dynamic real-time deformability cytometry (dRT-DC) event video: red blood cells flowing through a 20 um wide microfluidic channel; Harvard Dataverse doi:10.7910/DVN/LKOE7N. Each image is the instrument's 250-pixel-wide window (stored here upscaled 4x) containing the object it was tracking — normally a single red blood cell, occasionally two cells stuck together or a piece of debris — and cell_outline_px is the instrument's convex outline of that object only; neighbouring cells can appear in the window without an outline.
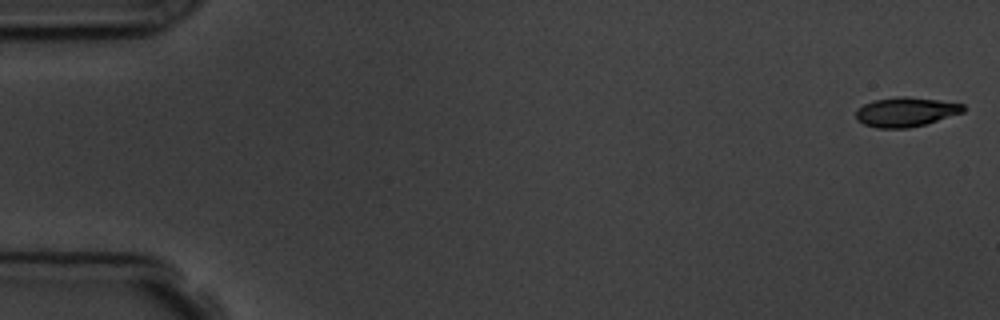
{"species": "common noctule bat (a hibernating species)", "species_latin": "Nyctalus noctula", "temperature_condition": "room temperature", "stored_images_in_passage": 5, "camera_frame_rate_fps": 3000, "um_per_image_px": 0.085, "animal": {"sex": "male", "body_mass_g": 19.5, "forearm_length_mm": 54.6}, "frame": {"image": 1, "passage_image": 1, "time_ms": 0.0, "image_size_px": [1000, 320], "cell_outline_px": [[964, 112], [924, 124], [908, 128], [876, 128], [864, 124], [856, 120], [856, 108], [864, 104], [876, 100], [896, 96], [908, 96], [940, 100], [964, 104]], "centroid_in_image_um": [76.97, 9.51], "position_along_channel_um": 8.0, "area_um2": 18.44}}
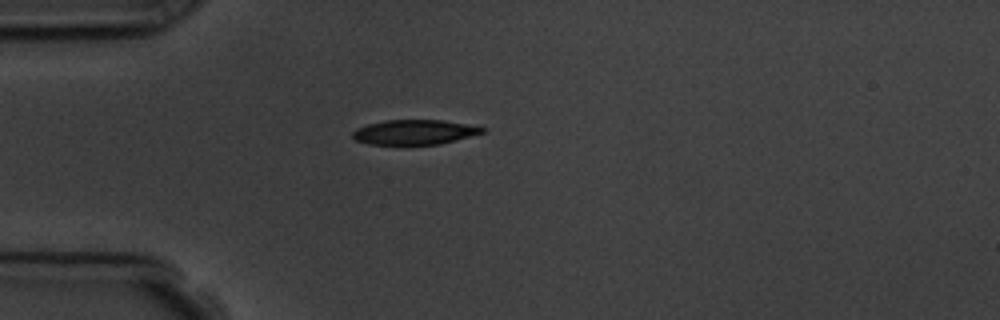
{"frame": {"image": 2, "passage_image": 5, "time_ms": 4.667, "image_size_px": [1000, 320], "cell_outline_px": [[484, 132], [456, 140], [440, 144], [368, 144], [352, 140], [352, 132], [356, 128], [368, 124], [388, 120], [440, 120], [464, 124], [484, 128]], "centroid_in_image_um": [35.15, 11.24], "position_along_channel_um": 49.9, "area_um2": 18.5}}